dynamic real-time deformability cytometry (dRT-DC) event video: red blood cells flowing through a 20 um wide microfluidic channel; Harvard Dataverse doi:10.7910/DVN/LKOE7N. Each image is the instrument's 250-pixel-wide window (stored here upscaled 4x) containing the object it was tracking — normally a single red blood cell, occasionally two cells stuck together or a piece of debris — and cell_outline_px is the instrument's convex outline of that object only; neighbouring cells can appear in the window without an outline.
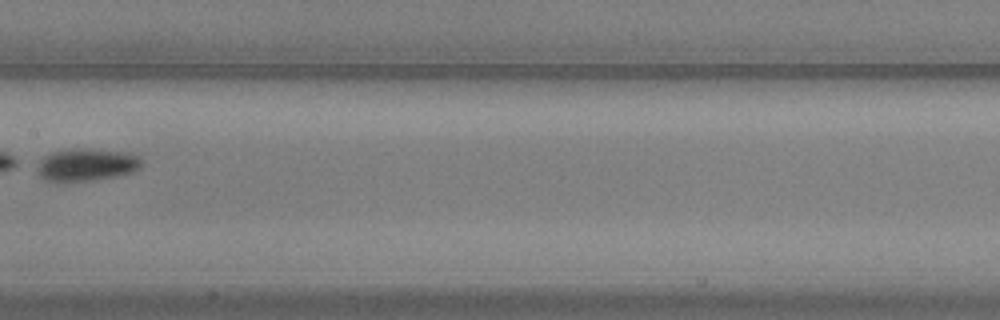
{"species": "common noctule bat (a hibernating species)", "species_latin": "Nyctalus noctula", "temperature_condition": "warm", "stored_images_in_passage": 5, "camera_frame_rate_fps": 3000, "um_per_image_px": 0.085, "animal": {"sex": "male", "body_mass_g": 20.5, "forearm_length_mm": 52.5}, "frame": {"image": 1, "passage_image": 5, "time_ms": 1.333, "image_size_px": [1000, 320], "cell_outline_px": [[144, 160], [140, 168], [136, 172], [116, 176], [92, 180], [48, 180], [40, 176], [40, 160], [44, 156], [52, 152], [68, 148], [84, 148], [128, 152]], "centroid_in_image_um": [7.45, 13.97], "position_along_channel_um": 199.9, "area_um2": 19.54}}